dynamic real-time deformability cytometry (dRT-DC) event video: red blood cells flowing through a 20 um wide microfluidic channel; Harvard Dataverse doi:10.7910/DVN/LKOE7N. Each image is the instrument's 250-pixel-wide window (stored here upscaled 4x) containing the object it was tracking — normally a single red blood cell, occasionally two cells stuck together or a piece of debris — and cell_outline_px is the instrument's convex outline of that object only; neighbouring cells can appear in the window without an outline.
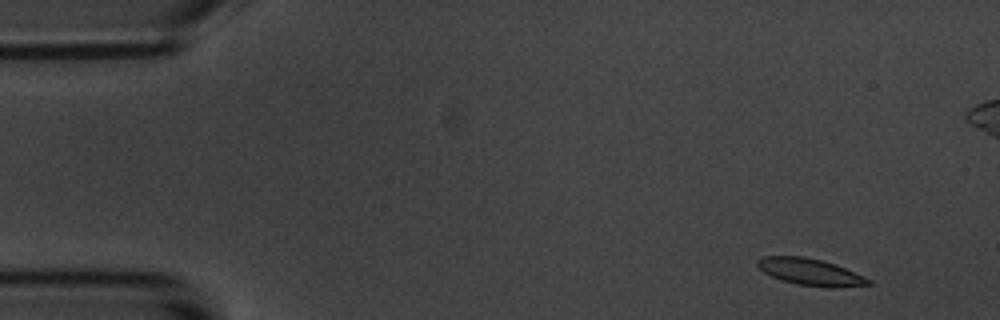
{"species": "common noctule bat (a hibernating species)", "species_latin": "Nyctalus noctula", "temperature_condition": "room temperature", "stored_images_in_passage": 54, "camera_frame_rate_fps": 3000, "um_per_image_px": 0.085, "animal": {"sex": "male", "body_mass_g": 20.1, "forearm_length_mm": 53.5}, "frame": {"image": 1, "passage_image": 1, "time_ms": 0.0, "image_size_px": [1000, 320], "cell_outline_px": [[872, 284], [836, 288], [832, 288], [796, 284], [780, 280], [764, 272], [756, 264], [756, 260], [764, 256], [804, 256], [824, 260], [836, 264], [864, 276], [872, 280]], "centroid_in_image_um": [68.9, 23.11], "position_along_channel_um": 16.1, "area_um2": 17.51}}
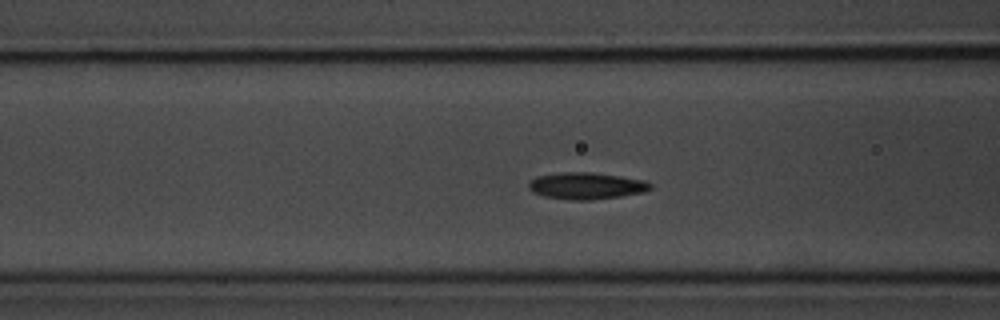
{"frame": {"image": 2, "passage_image": 18, "time_ms": 5.667, "image_size_px": [1000, 320], "cell_outline_px": [[652, 188], [644, 192], [620, 196], [592, 200], [572, 200], [544, 196], [532, 192], [528, 188], [528, 184], [536, 176], [564, 172], [592, 172], [620, 176], [644, 180], [652, 184]], "centroid_in_image_um": [49.84, 15.79], "position_along_channel_um": 116.8, "area_um2": 18.96}}
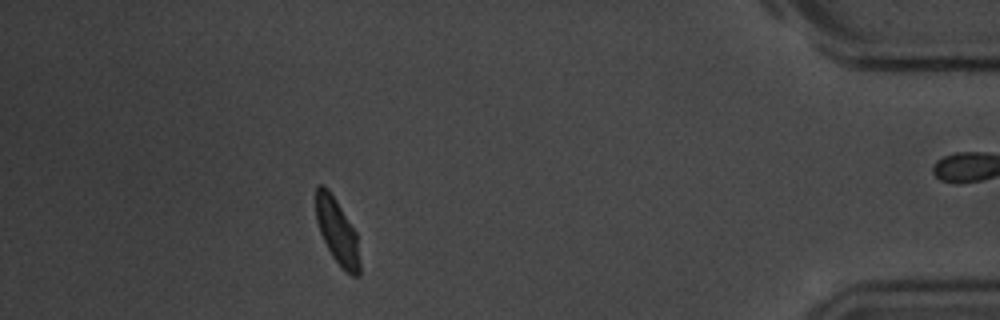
{"frame": {"image": 3, "passage_image": 47, "time_ms": 15.333, "image_size_px": [1000, 320], "cell_outline_px": [[360, 276], [352, 276], [332, 256], [320, 232], [316, 220], [316, 188], [320, 184], [324, 184], [328, 188], [336, 200], [356, 232], [360, 264]], "centroid_in_image_um": [28.66, 19.64], "position_along_channel_um": 406.5, "area_um2": 16.42}, "authors_computed_cell_mechanics": {"area_um2": 17.7735, "velocity_mm_per_s": 3.5275, "shape_relaxation_time_tau1_ms": 1.833, "shape_relaxation_time_tau2_ms": 2.1, "deformation_change_tau1": 0.089, "deformation_change_tau2": 0.0683}}